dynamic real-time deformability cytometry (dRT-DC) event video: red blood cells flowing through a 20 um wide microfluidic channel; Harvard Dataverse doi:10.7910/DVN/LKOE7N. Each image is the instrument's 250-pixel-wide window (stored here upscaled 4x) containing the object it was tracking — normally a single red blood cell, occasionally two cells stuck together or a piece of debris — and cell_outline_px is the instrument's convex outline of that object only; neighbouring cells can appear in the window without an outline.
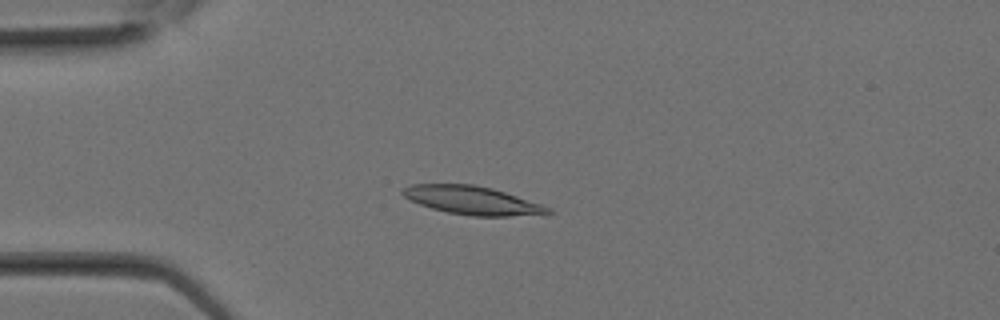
{"species": "Egyptian fruit bat (a non-hibernating species)", "species_latin": "Rousettus aegyptiacus", "temperature_condition": "room temperature", "stored_images_in_passage": 9, "camera_frame_rate_fps": 3000, "um_per_image_px": 0.085, "animal": {"sex": "female"}, "frame": {"image": 1, "passage_image": 6, "time_ms": 1.667, "image_size_px": [1000, 320], "cell_outline_px": [[552, 212], [508, 216], [472, 216], [448, 212], [432, 208], [420, 204], [404, 196], [400, 192], [400, 188], [412, 184], [472, 184], [492, 188], [552, 208]], "centroid_in_image_um": [40.07, 17.01], "position_along_channel_um": 44.9, "area_um2": 23.58}}
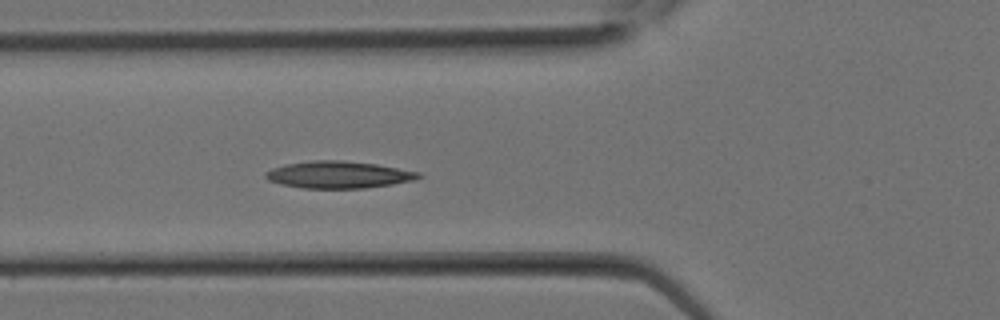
{"frame": {"image": 2, "passage_image": 9, "time_ms": 2.667, "image_size_px": [1000, 320], "cell_outline_px": [[424, 176], [416, 180], [392, 184], [364, 188], [300, 188], [280, 184], [268, 180], [264, 176], [264, 172], [272, 168], [284, 164], [312, 160], [344, 160], [376, 164], [420, 172]], "centroid_in_image_um": [28.76, 14.84], "position_along_channel_um": 97.0, "area_um2": 24.33}}